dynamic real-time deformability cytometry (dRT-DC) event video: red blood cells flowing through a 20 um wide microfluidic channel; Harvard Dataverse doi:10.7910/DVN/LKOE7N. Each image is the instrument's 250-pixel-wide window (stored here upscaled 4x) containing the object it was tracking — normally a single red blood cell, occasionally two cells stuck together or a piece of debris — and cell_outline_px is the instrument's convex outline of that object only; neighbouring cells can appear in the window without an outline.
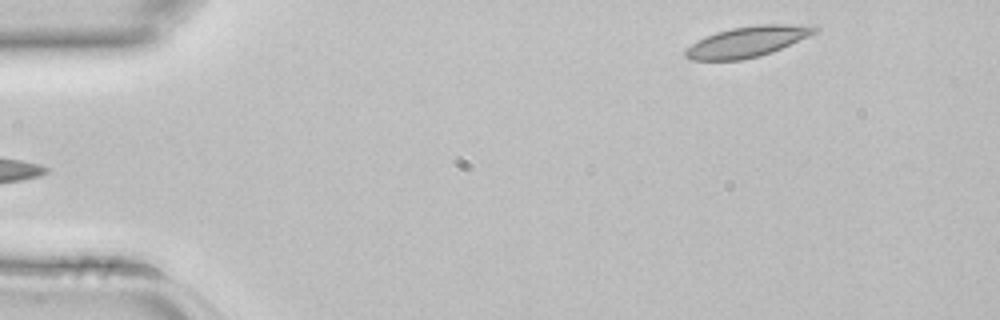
{"species": "common noctule bat (a hibernating species)", "species_latin": "Nyctalus noctula", "temperature_condition": "room temperature", "stored_images_in_passage": 3, "segment_of_instrument_passage": [2, 2], "camera_frame_rate_fps": 3000, "um_per_image_px": 0.085, "animal": {"sex": "female", "body_mass_g": 22.7, "forearm_length_mm": 54.2}, "frame": {"image": 1, "passage_image": 3, "time_ms": 0.667, "image_size_px": [1000, 320], "cell_outline_px": [[820, 28], [816, 32], [808, 36], [772, 52], [760, 56], [740, 60], [688, 60], [684, 56], [684, 52], [692, 44], [716, 32], [732, 28], [756, 24], [820, 24]], "centroid_in_image_um": [63.6, 3.52], "position_along_channel_um": 21.4, "area_um2": 23.12}}